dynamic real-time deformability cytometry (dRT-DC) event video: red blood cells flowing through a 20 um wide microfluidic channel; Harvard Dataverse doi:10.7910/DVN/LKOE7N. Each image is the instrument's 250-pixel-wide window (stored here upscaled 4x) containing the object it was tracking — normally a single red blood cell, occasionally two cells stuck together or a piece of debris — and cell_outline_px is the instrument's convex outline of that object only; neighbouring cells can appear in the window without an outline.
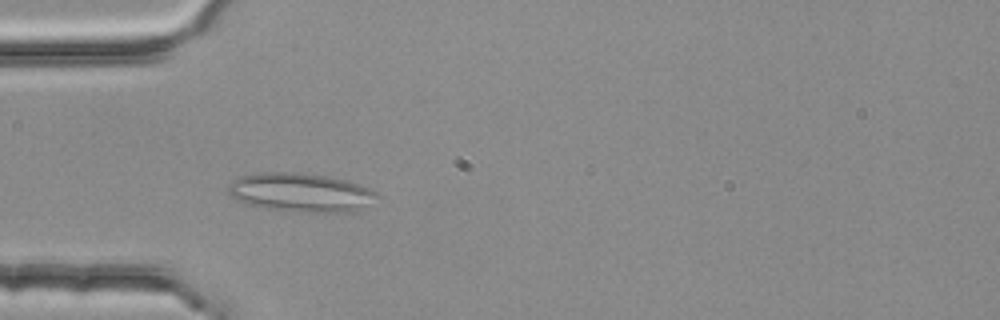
{"species": "common noctule bat (a hibernating species)", "species_latin": "Nyctalus noctula", "temperature_condition": "room temperature", "stored_images_in_passage": 47, "segment_of_instrument_passage": [1, 2], "camera_frame_rate_fps": 3000, "um_per_image_px": 0.085, "animal": {"sex": "female", "body_mass_g": 25.1}, "frame": {"image": 1, "passage_image": 16, "time_ms": 5.0, "image_size_px": [1000, 320], "cell_outline_px": [[380, 196], [360, 208], [352, 212], [296, 212], [268, 208], [248, 204], [232, 196], [228, 192], [228, 184], [232, 180], [240, 176], [264, 172], [296, 172], [328, 176], [348, 180], [360, 184], [376, 192]], "centroid_in_image_um": [25.57, 16.35], "position_along_channel_um": 59.4, "area_um2": 33.52}}